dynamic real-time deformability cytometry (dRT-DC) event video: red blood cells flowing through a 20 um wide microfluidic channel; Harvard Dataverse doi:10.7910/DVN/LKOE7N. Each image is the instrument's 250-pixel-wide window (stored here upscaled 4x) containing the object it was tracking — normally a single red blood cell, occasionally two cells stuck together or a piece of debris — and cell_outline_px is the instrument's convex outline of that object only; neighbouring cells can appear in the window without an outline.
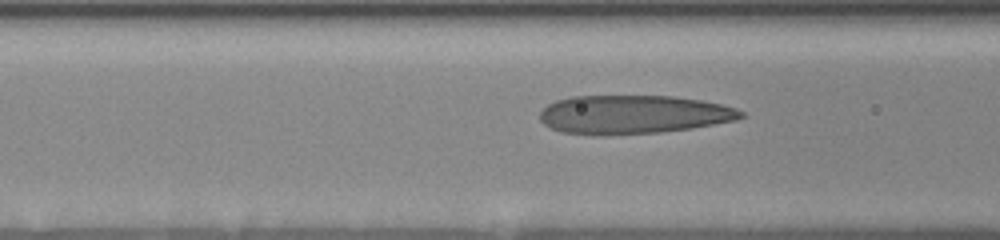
{"species": "human", "species_latin": "Homo sapiens", "temperature_condition": "room temperature", "stored_images_in_passage": 6, "camera_frame_rate_fps": 3000, "um_per_image_px": 0.085, "donor": {"sex": "female"}, "frame": {"image": 1, "passage_image": 4, "time_ms": 1.333, "image_size_px": [1000, 240], "cell_outline_px": [[744, 116], [736, 120], [692, 128], [660, 132], [604, 136], [592, 136], [560, 132], [548, 128], [540, 120], [540, 112], [548, 104], [556, 100], [572, 96], [672, 96], [700, 100], [720, 104], [736, 108], [744, 112]], "centroid_in_image_um": [53.77, 9.75], "position_along_channel_um": 112.8, "area_um2": 45.72}}